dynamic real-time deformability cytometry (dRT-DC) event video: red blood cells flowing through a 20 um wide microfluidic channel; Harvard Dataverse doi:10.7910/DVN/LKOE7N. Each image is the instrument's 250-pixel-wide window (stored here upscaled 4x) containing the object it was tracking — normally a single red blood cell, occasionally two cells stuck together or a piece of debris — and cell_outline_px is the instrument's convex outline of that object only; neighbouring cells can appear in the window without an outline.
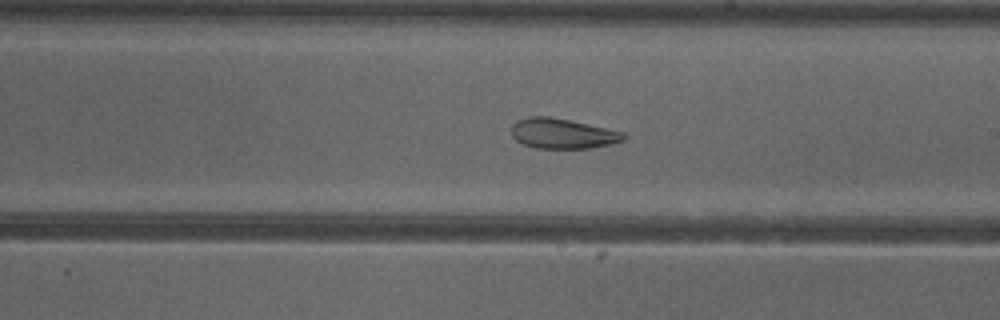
{"species": "common noctule bat (a hibernating species)", "species_latin": "Nyctalus noctula", "temperature_condition": "cold", "stored_images_in_passage": 52, "camera_frame_rate_fps": 3000, "um_per_image_px": 0.085, "animal": {"sex": "female"}, "frame": {"image": 1, "passage_image": 30, "time_ms": 9.667, "image_size_px": [1000, 320], "cell_outline_px": [[628, 136], [624, 140], [592, 148], [536, 148], [524, 144], [516, 140], [512, 136], [512, 124], [516, 120], [528, 116], [548, 116], [568, 120], [624, 132]], "centroid_in_image_um": [47.79, 11.35], "position_along_channel_um": 241.2, "area_um2": 19.59}, "authors_computed_cell_mechanics": {"area_um2": 27.166, "velocity_mm_per_s": 3.9007, "shape_relaxation_time_tau1_ms": null, "shape_relaxation_time_tau2_ms": 2.7418, "deformation_change_tau1": null, "deformation_change_tau2": 0.0908}}